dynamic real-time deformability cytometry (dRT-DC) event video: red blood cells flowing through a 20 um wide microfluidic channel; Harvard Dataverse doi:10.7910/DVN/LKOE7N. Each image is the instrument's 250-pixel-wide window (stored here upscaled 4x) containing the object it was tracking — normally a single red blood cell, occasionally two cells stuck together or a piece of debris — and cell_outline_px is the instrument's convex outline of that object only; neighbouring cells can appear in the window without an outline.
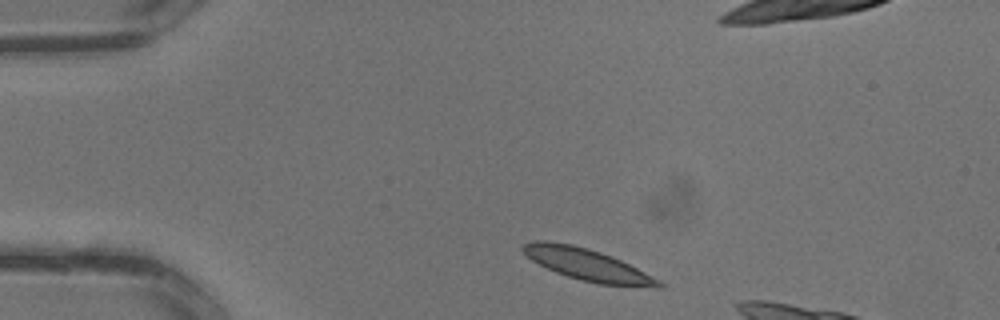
{"species": "common noctule bat (a hibernating species)", "species_latin": "Nyctalus noctula", "temperature_condition": "warm", "stored_images_in_passage": 3, "camera_frame_rate_fps": 3000, "um_per_image_px": 0.085, "animal": {"sex": "male", "body_mass_g": 13.3}, "frame": {"image": 1, "passage_image": 1, "time_ms": 0.0, "image_size_px": [1000, 320], "cell_outline_px": [[664, 288], [656, 288], [600, 284], [580, 280], [556, 272], [532, 260], [520, 248], [524, 244], [536, 240], [548, 240], [572, 244], [588, 248], [612, 256], [660, 280], [664, 284]], "centroid_in_image_um": [49.95, 22.5], "position_along_channel_um": 35.0, "area_um2": 25.03}}